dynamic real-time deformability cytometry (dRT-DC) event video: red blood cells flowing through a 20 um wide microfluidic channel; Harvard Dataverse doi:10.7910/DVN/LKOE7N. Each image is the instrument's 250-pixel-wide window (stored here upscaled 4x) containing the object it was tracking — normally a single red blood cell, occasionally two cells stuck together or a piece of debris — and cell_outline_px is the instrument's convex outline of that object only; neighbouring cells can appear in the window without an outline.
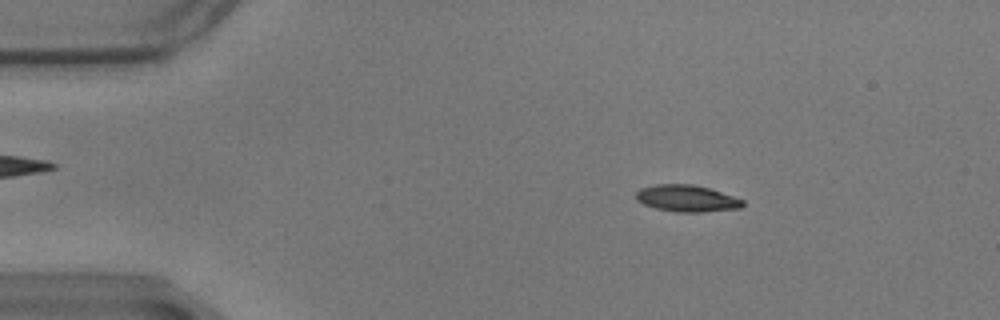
{"species": "common noctule bat (a hibernating species)", "species_latin": "Nyctalus noctula", "temperature_condition": "warm", "stored_images_in_passage": 58, "camera_frame_rate_fps": 3000, "um_per_image_px": 0.085, "animal": {"sex": "male", "body_mass_g": 17.9}, "frame": {"image": 1, "passage_image": 9, "time_ms": 2.667, "image_size_px": [1000, 320], "cell_outline_px": [[744, 204], [740, 208], [704, 212], [676, 212], [656, 208], [644, 204], [636, 200], [636, 192], [640, 188], [656, 184], [692, 184], [708, 188], [744, 200]], "centroid_in_image_um": [58.36, 16.86], "position_along_channel_um": 26.6, "area_um2": 16.53}}
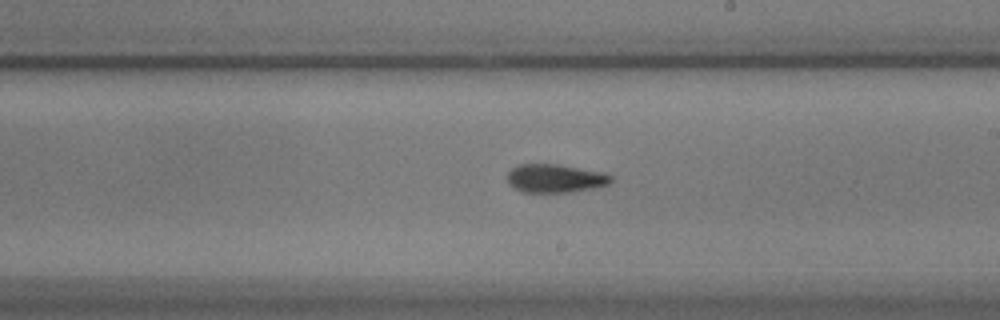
{"frame": {"image": 2, "passage_image": 33, "time_ms": 10.667, "image_size_px": [1000, 320], "cell_outline_px": [[612, 180], [608, 184], [592, 188], [568, 192], [524, 192], [516, 188], [508, 180], [508, 172], [512, 168], [520, 164], [556, 164], [600, 172], [612, 176]], "centroid_in_image_um": [47.18, 15.16], "position_along_channel_um": 241.8, "area_um2": 16.7}}
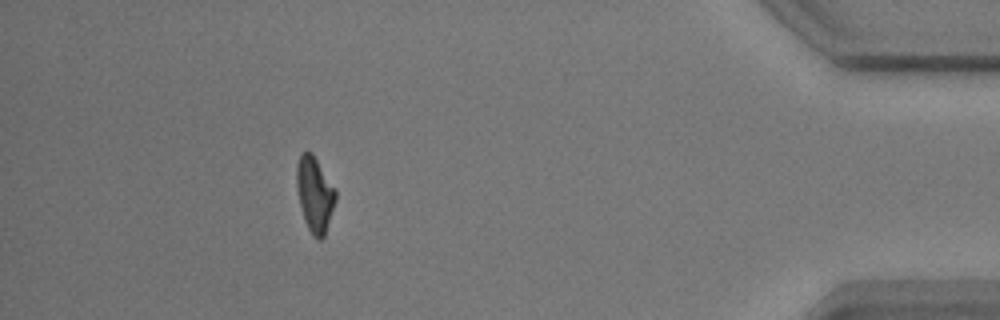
{"frame": {"image": 3, "passage_image": 52, "time_ms": 17.0, "image_size_px": [1000, 320], "cell_outline_px": [[336, 200], [324, 236], [320, 240], [316, 240], [312, 236], [304, 220], [296, 188], [296, 164], [300, 156], [304, 152], [312, 152], [336, 188]], "centroid_in_image_um": [26.75, 16.52], "position_along_channel_um": 408.4, "area_um2": 17.22}, "authors_computed_cell_mechanics": {"area_um2": 16.9354, "velocity_mm_per_s": 3.4663, "shape_relaxation_time_tau1_ms": 8.7599, "shape_relaxation_time_tau2_ms": 3.9647, "deformation_change_tau1": 0.2235, "deformation_change_tau2": 0.1142}}